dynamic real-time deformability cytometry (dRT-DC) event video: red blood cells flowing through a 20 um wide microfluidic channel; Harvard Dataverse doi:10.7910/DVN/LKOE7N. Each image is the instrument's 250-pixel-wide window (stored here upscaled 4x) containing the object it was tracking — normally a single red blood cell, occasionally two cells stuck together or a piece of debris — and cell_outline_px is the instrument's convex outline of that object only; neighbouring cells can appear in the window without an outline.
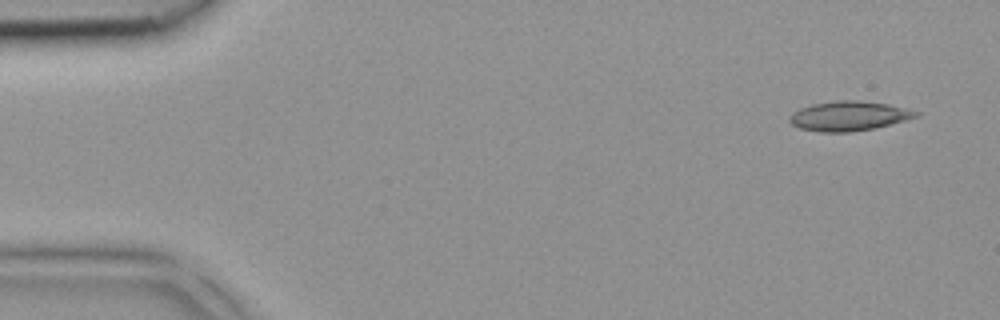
{"species": "common noctule bat (a hibernating species)", "species_latin": "Nyctalus noctula", "temperature_condition": "room temperature", "stored_images_in_passage": 5, "camera_frame_rate_fps": 3000, "um_per_image_px": 0.085, "animal": {"sex": "female", "body_mass_g": 18.4}, "frame": {"image": 1, "passage_image": 1, "time_ms": 0.0, "image_size_px": [1000, 320], "cell_outline_px": [[920, 116], [876, 128], [852, 132], [820, 132], [800, 128], [792, 124], [788, 120], [788, 116], [792, 112], [800, 108], [812, 104], [836, 100], [860, 100], [888, 104], [920, 112]], "centroid_in_image_um": [72.14, 9.86], "position_along_channel_um": 12.9, "area_um2": 21.96}}